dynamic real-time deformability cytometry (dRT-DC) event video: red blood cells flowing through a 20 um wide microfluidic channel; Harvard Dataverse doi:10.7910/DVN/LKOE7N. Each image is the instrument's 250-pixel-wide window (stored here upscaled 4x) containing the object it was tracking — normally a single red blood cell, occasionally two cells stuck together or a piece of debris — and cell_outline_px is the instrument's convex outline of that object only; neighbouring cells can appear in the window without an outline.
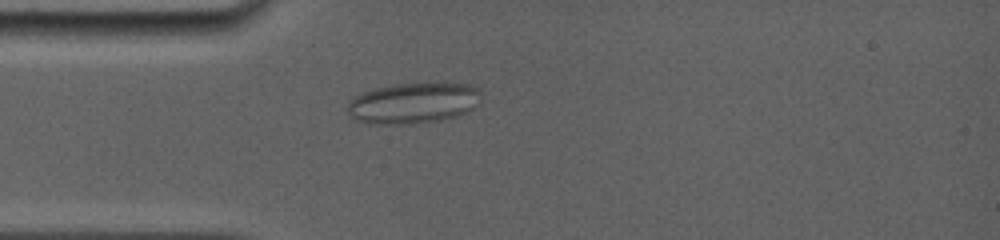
{"species": "common noctule bat (a hibernating species)", "species_latin": "Nyctalus noctula", "temperature_condition": "room temperature", "stored_images_in_passage": 6, "camera_frame_rate_fps": 5000, "um_per_image_px": 0.085, "animal": {"sex": "female", "body_mass_g": 19.0, "forearm_length_mm": 56.7}, "frame": {"image": 1, "passage_image": 6, "time_ms": 4.2, "image_size_px": [1000, 240], "cell_outline_px": [[480, 104], [468, 112], [456, 116], [440, 120], [412, 124], [368, 124], [356, 120], [348, 116], [348, 100], [364, 92], [376, 88], [396, 84], [444, 80], [468, 84], [476, 88], [480, 92]], "centroid_in_image_um": [35.17, 8.73], "position_along_channel_um": 49.8, "area_um2": 32.83}}